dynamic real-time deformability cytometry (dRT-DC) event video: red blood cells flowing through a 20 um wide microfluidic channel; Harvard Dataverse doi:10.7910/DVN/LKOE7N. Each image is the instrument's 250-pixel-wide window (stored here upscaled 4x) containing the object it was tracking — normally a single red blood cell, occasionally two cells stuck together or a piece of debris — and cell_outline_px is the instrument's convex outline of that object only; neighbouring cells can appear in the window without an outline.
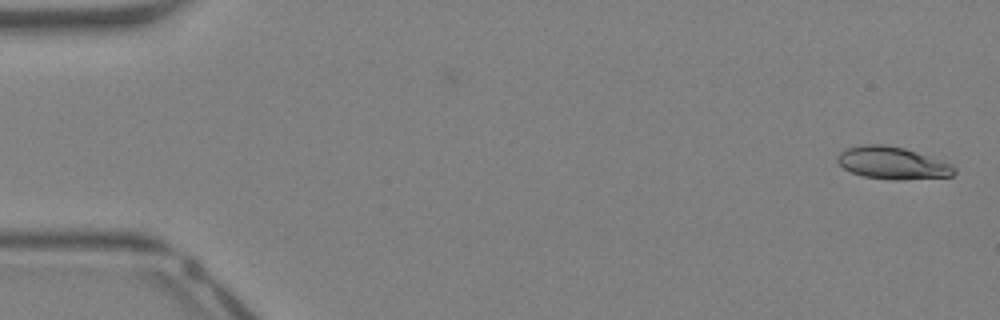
{"species": "Egyptian fruit bat (a non-hibernating species)", "species_latin": "Rousettus aegyptiacus", "temperature_condition": "warm", "stored_images_in_passage": 44, "camera_frame_rate_fps": 3000, "um_per_image_px": 0.085, "animal": {"sex": "female"}, "frame": {"image": 1, "passage_image": 2, "time_ms": 0.333, "image_size_px": [1000, 320], "cell_outline_px": [[956, 172], [952, 176], [900, 180], [892, 180], [864, 176], [852, 172], [844, 168], [836, 160], [836, 156], [840, 152], [848, 148], [860, 144], [884, 144], [904, 148], [952, 164], [956, 168]], "centroid_in_image_um": [75.85, 13.85], "position_along_channel_um": 9.1, "area_um2": 21.96}}
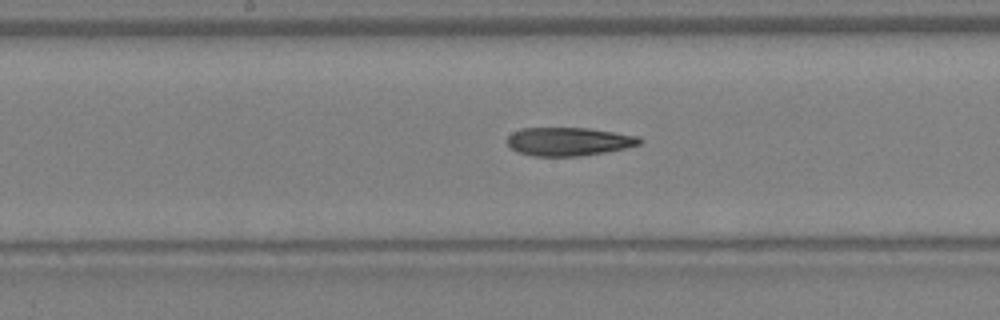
{"frame": {"image": 2, "passage_image": 23, "time_ms": 7.333, "image_size_px": [1000, 320], "cell_outline_px": [[644, 140], [640, 144], [624, 148], [604, 152], [580, 156], [532, 156], [516, 152], [508, 144], [508, 136], [512, 132], [520, 128], [588, 128], [640, 136]], "centroid_in_image_um": [48.34, 12.03], "position_along_channel_um": 199.9, "area_um2": 21.96}}
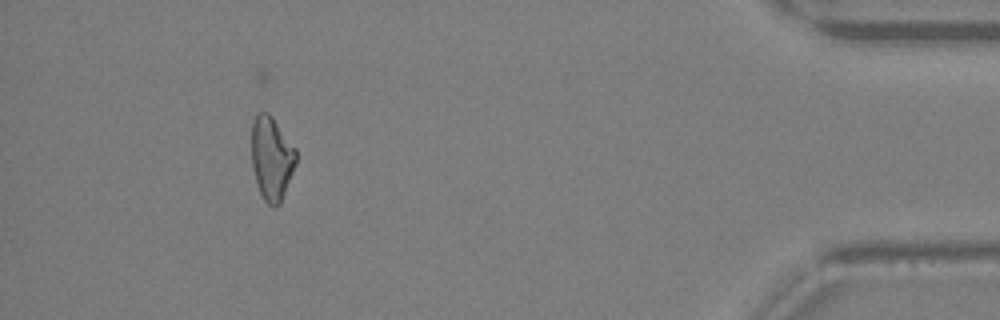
{"frame": {"image": 3, "passage_image": 40, "time_ms": 13.0, "image_size_px": [1000, 320], "cell_outline_px": [[296, 164], [280, 204], [276, 208], [272, 208], [264, 200], [256, 184], [252, 168], [252, 120], [256, 112], [268, 112], [272, 116], [296, 148]], "centroid_in_image_um": [23.08, 13.45], "position_along_channel_um": 412.1, "area_um2": 21.96}, "authors_computed_cell_mechanics": {"area_um2": 22.253, "velocity_mm_per_s": 4.8312, "shape_relaxation_time_tau1_ms": 5.0649, "shape_relaxation_time_tau2_ms": 5.0885, "deformation_change_tau1": 0.1798, "deformation_change_tau2": 0.1898}}